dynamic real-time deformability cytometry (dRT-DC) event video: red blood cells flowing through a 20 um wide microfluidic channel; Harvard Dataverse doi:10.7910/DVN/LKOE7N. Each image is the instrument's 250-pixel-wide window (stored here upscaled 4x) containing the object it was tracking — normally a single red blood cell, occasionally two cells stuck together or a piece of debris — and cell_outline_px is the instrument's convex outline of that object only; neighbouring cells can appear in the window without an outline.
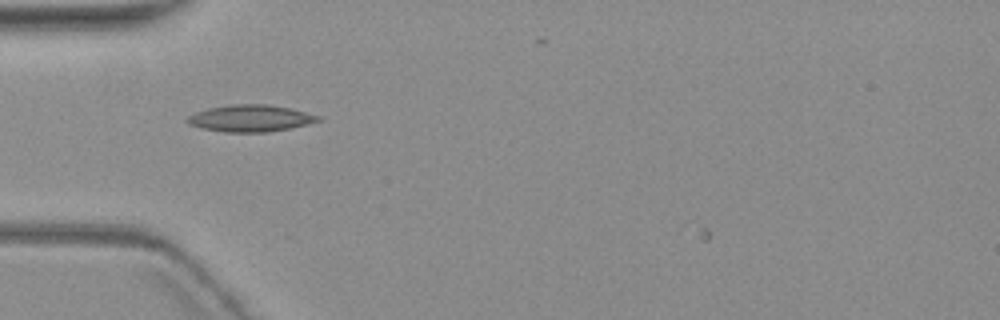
{"species": "common noctule bat (a hibernating species)", "species_latin": "Nyctalus noctula", "temperature_condition": "warm", "stored_images_in_passage": 4, "camera_frame_rate_fps": 3000, "um_per_image_px": 0.085, "animal": {"sex": "female", "body_mass_g": 19.3, "forearm_length_mm": 54.1}, "frame": {"image": 1, "passage_image": 3, "time_ms": 2.667, "image_size_px": [1000, 320], "cell_outline_px": [[320, 120], [308, 124], [292, 128], [268, 132], [224, 132], [204, 128], [188, 124], [184, 120], [188, 116], [196, 112], [208, 108], [228, 104], [268, 104], [292, 108], [320, 116]], "centroid_in_image_um": [21.29, 10.05], "position_along_channel_um": 63.7, "area_um2": 20.58}}
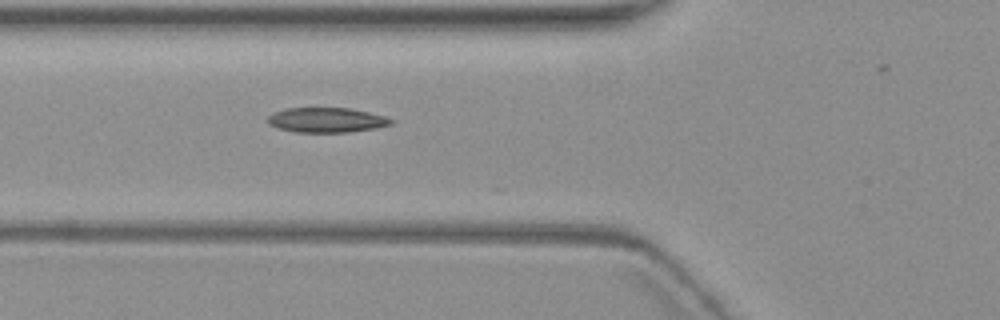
{"frame": {"image": 2, "passage_image": 4, "time_ms": 3.667, "image_size_px": [1000, 320], "cell_outline_px": [[392, 124], [376, 128], [348, 132], [296, 132], [280, 128], [268, 124], [268, 116], [272, 112], [288, 108], [348, 108], [368, 112], [384, 116], [392, 120]], "centroid_in_image_um": [27.73, 10.2], "position_along_channel_um": 98.1, "area_um2": 17.69}}